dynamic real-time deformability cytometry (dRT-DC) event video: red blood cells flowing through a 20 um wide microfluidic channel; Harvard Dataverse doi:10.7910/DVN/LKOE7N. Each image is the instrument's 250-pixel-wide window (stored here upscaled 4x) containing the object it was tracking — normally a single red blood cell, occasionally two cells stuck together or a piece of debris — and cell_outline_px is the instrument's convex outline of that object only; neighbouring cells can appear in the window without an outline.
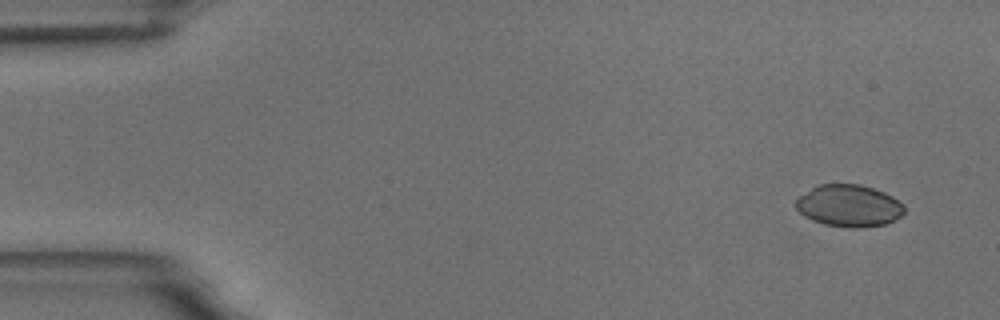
{"species": "common noctule bat (a hibernating species)", "species_latin": "Nyctalus noctula", "temperature_condition": "room temperature", "stored_images_in_passage": 55, "camera_frame_rate_fps": 3000, "um_per_image_px": 0.085, "animal": {"sex": "male", "body_mass_g": 18.8}, "frame": {"image": 1, "passage_image": 1, "time_ms": 0.0, "image_size_px": [1000, 320], "cell_outline_px": [[904, 212], [900, 216], [884, 224], [864, 228], [848, 228], [824, 224], [812, 220], [804, 216], [792, 204], [800, 196], [812, 188], [820, 184], [860, 184], [884, 192], [892, 196], [904, 204]], "centroid_in_image_um": [72.15, 17.49], "position_along_channel_um": 12.9, "area_um2": 26.59}}
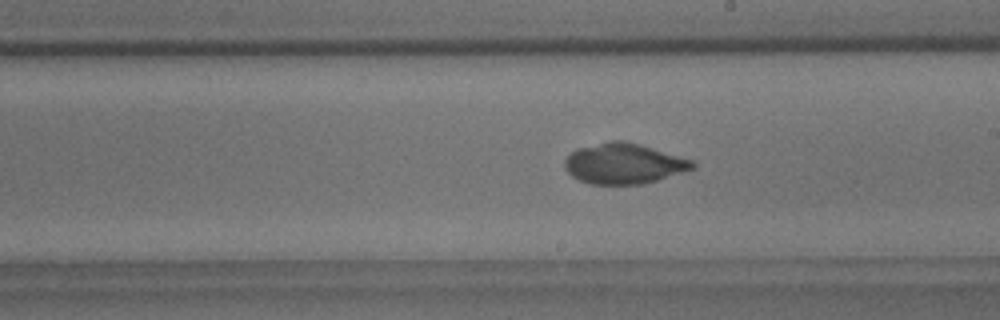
{"frame": {"image": 2, "passage_image": 30, "time_ms": 9.667, "image_size_px": [1000, 320], "cell_outline_px": [[696, 168], [656, 180], [640, 184], [592, 184], [580, 180], [572, 176], [564, 168], [564, 160], [576, 148], [608, 140], [624, 140], [640, 144], [696, 160]], "centroid_in_image_um": [53.04, 13.88], "position_along_channel_um": 236.0, "area_um2": 30.4}}
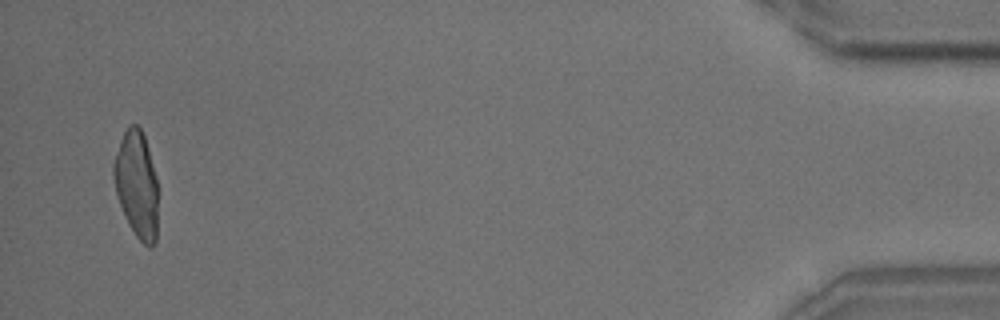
{"frame": {"image": 3, "passage_image": 53, "time_ms": 17.333, "image_size_px": [1000, 320], "cell_outline_px": [[160, 188], [156, 244], [152, 248], [148, 248], [136, 236], [128, 224], [124, 216], [116, 192], [112, 172], [112, 164], [120, 140], [128, 124], [136, 124], [140, 128], [144, 136]], "centroid_in_image_um": [11.66, 15.73], "position_along_channel_um": 423.5, "area_um2": 28.44}, "authors_computed_cell_mechanics": {"area_um2": 29.189, "velocity_mm_per_s": 3.5241, "shape_relaxation_time_tau1_ms": 7.0616, "shape_relaxation_time_tau2_ms": 1.1409, "deformation_change_tau1": 0.2163, "deformation_change_tau2": 0.0389}}